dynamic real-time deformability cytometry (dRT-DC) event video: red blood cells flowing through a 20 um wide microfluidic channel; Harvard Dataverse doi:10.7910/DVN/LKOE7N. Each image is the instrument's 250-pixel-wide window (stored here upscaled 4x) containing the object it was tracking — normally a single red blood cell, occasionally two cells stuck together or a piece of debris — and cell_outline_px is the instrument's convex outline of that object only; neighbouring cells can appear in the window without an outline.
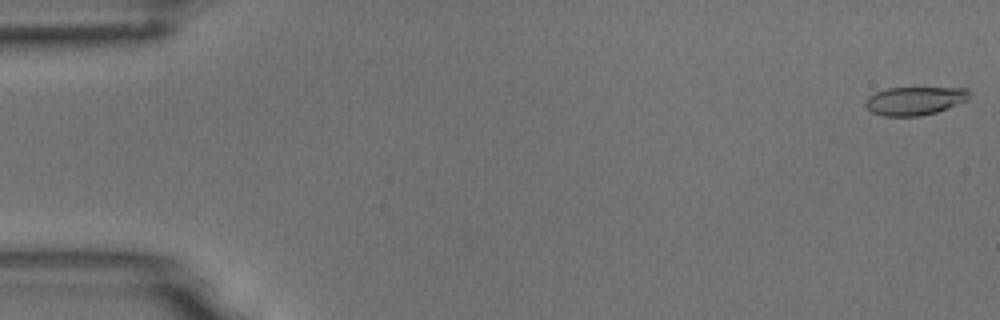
{"species": "common noctule bat (a hibernating species)", "species_latin": "Nyctalus noctula", "temperature_condition": "room temperature", "stored_images_in_passage": 5, "camera_frame_rate_fps": 3000, "um_per_image_px": 0.085, "animal": {"sex": "male", "body_mass_g": 18.8}, "frame": {"image": 1, "passage_image": 1, "time_ms": 0.0, "image_size_px": [1000, 320], "cell_outline_px": [[972, 92], [968, 100], [936, 112], [920, 116], [884, 116], [872, 112], [864, 104], [868, 96], [876, 92], [888, 88], [968, 88]], "centroid_in_image_um": [77.78, 8.56], "position_along_channel_um": 7.2, "area_um2": 17.17}}